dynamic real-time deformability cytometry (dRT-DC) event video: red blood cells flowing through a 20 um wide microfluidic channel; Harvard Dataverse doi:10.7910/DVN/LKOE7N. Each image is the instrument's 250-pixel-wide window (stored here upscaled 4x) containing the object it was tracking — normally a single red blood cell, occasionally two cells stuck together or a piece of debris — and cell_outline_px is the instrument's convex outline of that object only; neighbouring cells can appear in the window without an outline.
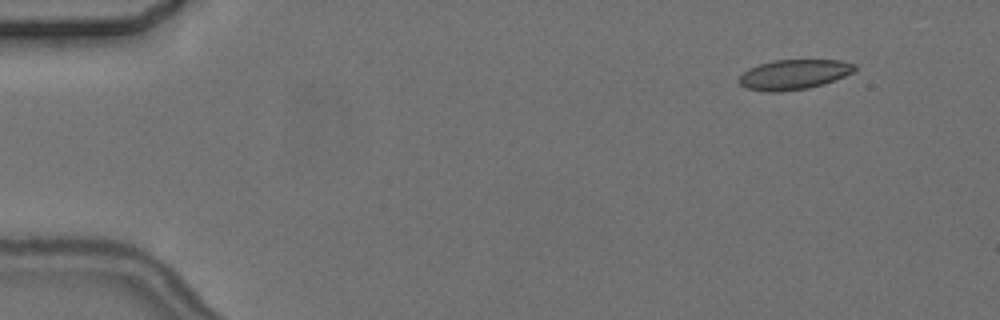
{"species": "common noctule bat (a hibernating species)", "species_latin": "Nyctalus noctula", "temperature_condition": "cold", "stored_images_in_passage": 5, "camera_frame_rate_fps": 3000, "um_per_image_px": 0.085, "animal": {"sex": "female", "body_mass_g": 24.6, "forearm_length_mm": 56.2}, "frame": {"image": 1, "passage_image": 2, "time_ms": 1.333, "image_size_px": [1000, 320], "cell_outline_px": [[856, 68], [852, 72], [844, 76], [824, 84], [808, 88], [780, 92], [768, 92], [744, 88], [736, 80], [748, 68], [772, 60], [840, 60], [856, 64]], "centroid_in_image_um": [67.44, 6.34], "position_along_channel_um": 17.6, "area_um2": 20.29}}